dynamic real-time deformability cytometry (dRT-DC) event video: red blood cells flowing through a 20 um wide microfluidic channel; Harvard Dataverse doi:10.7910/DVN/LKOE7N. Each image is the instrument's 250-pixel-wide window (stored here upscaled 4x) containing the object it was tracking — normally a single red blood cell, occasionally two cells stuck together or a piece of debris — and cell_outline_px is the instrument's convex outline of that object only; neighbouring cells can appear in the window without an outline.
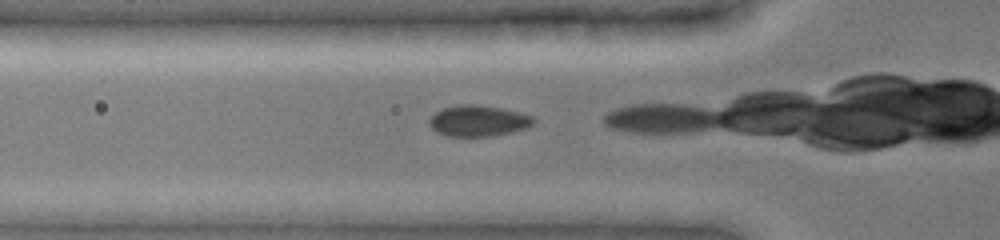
{"species": "common noctule bat (a hibernating species)", "species_latin": "Nyctalus noctula", "temperature_condition": "cold", "stored_images_in_passage": 8, "camera_frame_rate_fps": 3000, "um_per_image_px": 0.085, "animal": {"sex": "female", "body_mass_g": 19.0, "forearm_length_mm": 51.5}, "frame": {"image": 1, "passage_image": 2, "time_ms": 0.333, "image_size_px": [1000, 240], "cell_outline_px": [[536, 124], [528, 128], [512, 132], [492, 136], [444, 136], [436, 132], [428, 124], [428, 120], [436, 112], [444, 108], [460, 104], [472, 104], [500, 108], [520, 112], [536, 116]], "centroid_in_image_um": [40.71, 10.28], "position_along_channel_um": 85.1, "area_um2": 19.13}}